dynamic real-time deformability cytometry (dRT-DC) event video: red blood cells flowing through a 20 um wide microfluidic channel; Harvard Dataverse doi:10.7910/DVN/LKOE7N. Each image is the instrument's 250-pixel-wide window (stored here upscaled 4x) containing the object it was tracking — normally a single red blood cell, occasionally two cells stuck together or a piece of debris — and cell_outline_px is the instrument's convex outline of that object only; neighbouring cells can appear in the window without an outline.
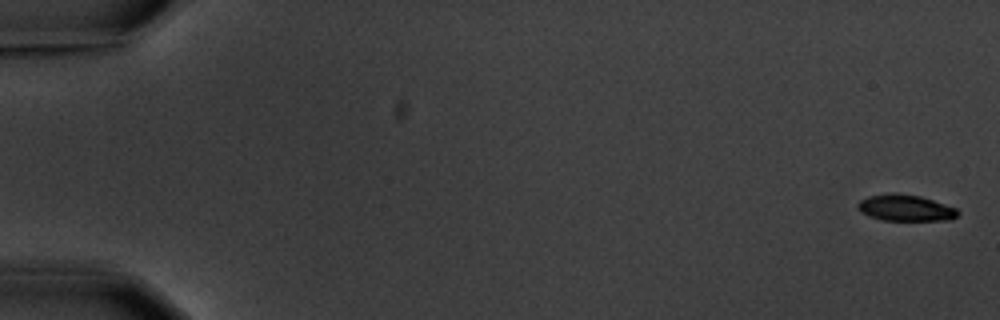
{"species": "common noctule bat (a hibernating species)", "species_latin": "Nyctalus noctula", "temperature_condition": "warm", "stored_images_in_passage": 5, "camera_frame_rate_fps": 3000, "um_per_image_px": 0.085, "animal": {"sex": "male", "body_mass_g": 20.1, "forearm_length_mm": 53.5}, "frame": {"image": 1, "passage_image": 1, "time_ms": 0.0, "image_size_px": [1000, 320], "cell_outline_px": [[960, 212], [952, 220], [884, 220], [868, 216], [860, 212], [856, 208], [856, 204], [860, 200], [868, 196], [892, 192], [896, 192], [920, 196], [956, 208]], "centroid_in_image_um": [76.92, 17.66], "position_along_channel_um": 8.1, "area_um2": 15.49}}
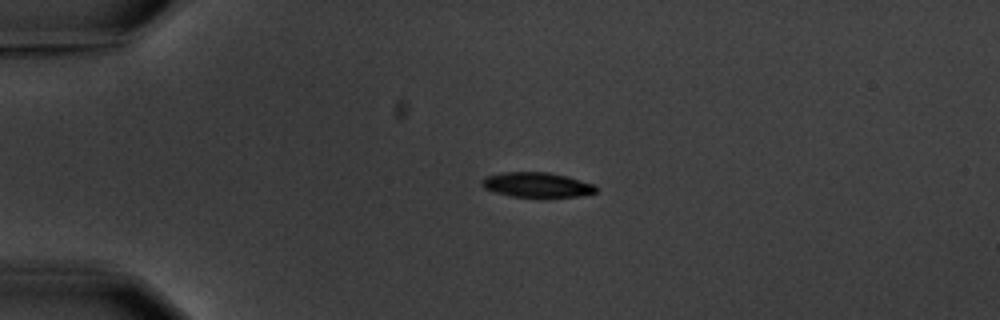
{"frame": {"image": 2, "passage_image": 4, "time_ms": 4.333, "image_size_px": [1000, 320], "cell_outline_px": [[596, 192], [580, 196], [512, 196], [496, 192], [484, 188], [480, 184], [480, 180], [488, 176], [504, 172], [548, 172], [568, 176], [592, 184], [596, 188]], "centroid_in_image_um": [45.61, 15.69], "position_along_channel_um": 39.4, "area_um2": 16.18}}